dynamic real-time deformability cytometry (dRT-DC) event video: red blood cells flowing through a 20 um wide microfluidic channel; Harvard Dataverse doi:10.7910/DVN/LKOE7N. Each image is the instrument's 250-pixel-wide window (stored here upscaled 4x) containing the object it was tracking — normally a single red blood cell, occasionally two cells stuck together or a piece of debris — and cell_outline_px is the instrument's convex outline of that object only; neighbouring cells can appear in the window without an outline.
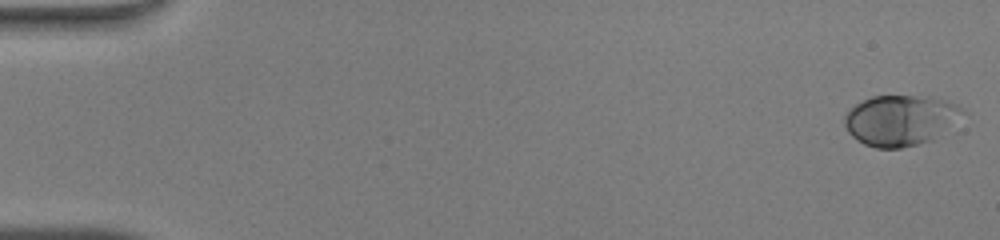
{"species": "human", "species_latin": "Homo sapiens", "temperature_condition": "warm", "stored_images_in_passage": 48, "camera_frame_rate_fps": 3000, "um_per_image_px": 0.085, "donor": {"sex": "male"}, "frame": {"image": 1, "passage_image": 1, "time_ms": 0.0, "image_size_px": [1000, 240], "cell_outline_px": [[972, 112], [932, 140], [900, 148], [876, 148], [864, 144], [856, 140], [848, 132], [844, 124], [844, 116], [856, 104], [872, 96], [932, 96], [956, 104]], "centroid_in_image_um": [76.62, 10.21], "position_along_channel_um": 8.4, "area_um2": 35.26}}
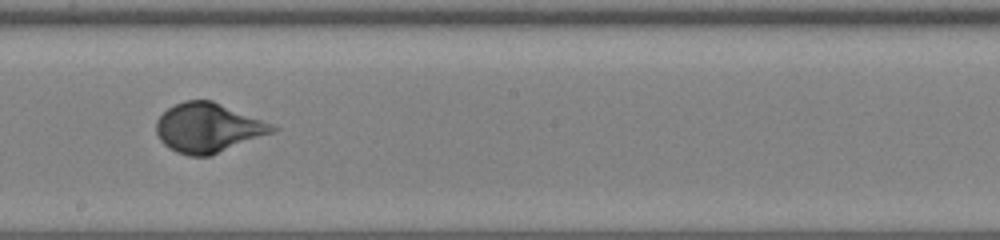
{"frame": {"image": 2, "passage_image": 28, "time_ms": 9.0, "image_size_px": [1000, 240], "cell_outline_px": [[280, 128], [276, 132], [212, 156], [188, 156], [176, 152], [168, 148], [160, 140], [156, 132], [156, 120], [168, 108], [184, 100], [212, 100], [272, 124]], "centroid_in_image_um": [17.7, 10.89], "position_along_channel_um": 230.5, "area_um2": 33.7}}
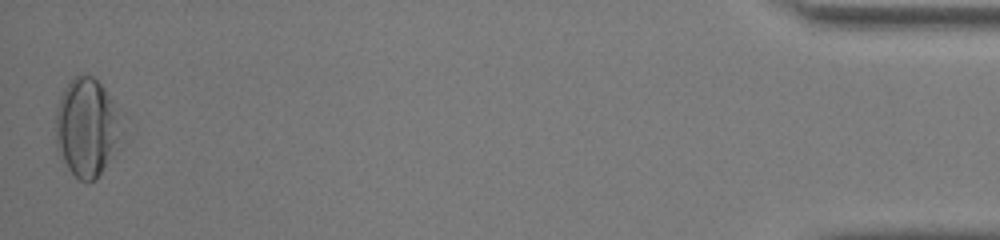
{"frame": {"image": 3, "passage_image": 48, "time_ms": 15.667, "image_size_px": [1000, 240], "cell_outline_px": [[124, 132], [96, 180], [88, 184], [80, 180], [68, 168], [56, 148], [56, 108], [64, 88], [80, 72], [84, 72], [92, 76], [100, 84], [124, 112]], "centroid_in_image_um": [7.42, 10.79], "position_along_channel_um": 427.8, "area_um2": 38.49}, "authors_computed_cell_mechanics": {"area_um2": 32.9171, "velocity_mm_per_s": 4.2794, "shape_relaxation_time_tau1_ms": 3.5039, "shape_relaxation_time_tau2_ms": null, "deformation_change_tau1": 0.178, "deformation_change_tau2": null}}